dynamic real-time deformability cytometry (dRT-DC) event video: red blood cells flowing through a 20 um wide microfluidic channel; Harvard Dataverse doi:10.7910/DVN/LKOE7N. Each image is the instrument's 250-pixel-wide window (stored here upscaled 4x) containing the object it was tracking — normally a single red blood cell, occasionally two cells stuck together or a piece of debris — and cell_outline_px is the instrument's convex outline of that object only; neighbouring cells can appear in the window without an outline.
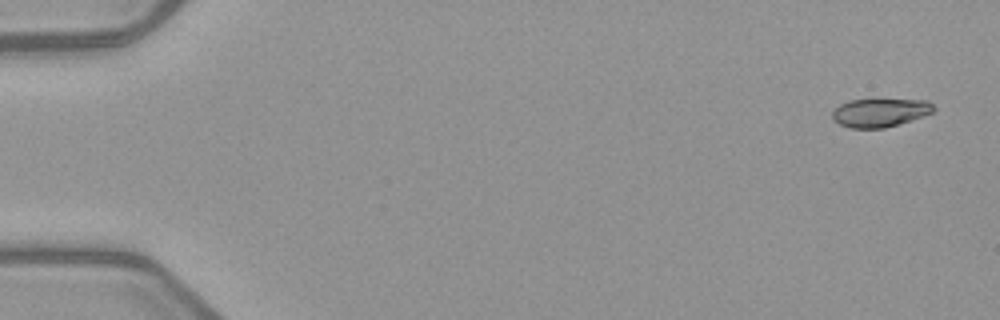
{"species": "common noctule bat (a hibernating species)", "species_latin": "Nyctalus noctula", "temperature_condition": "warm", "stored_images_in_passage": 5, "camera_frame_rate_fps": 3000, "um_per_image_px": 0.085, "animal": {"sex": "female", "body_mass_g": 21.9}, "frame": {"image": 1, "passage_image": 1, "time_ms": 0.0, "image_size_px": [1000, 320], "cell_outline_px": [[936, 108], [932, 112], [884, 128], [848, 128], [832, 120], [832, 112], [840, 104], [848, 100], [928, 100]], "centroid_in_image_um": [74.74, 9.57], "position_along_channel_um": 10.3, "area_um2": 16.47}}
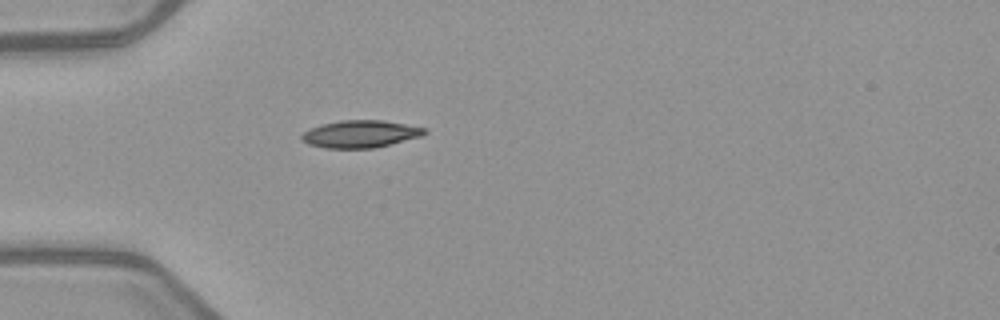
{"frame": {"image": 2, "passage_image": 5, "time_ms": 4.667, "image_size_px": [1000, 320], "cell_outline_px": [[428, 132], [420, 136], [372, 148], [324, 148], [308, 144], [300, 136], [304, 132], [312, 128], [324, 124], [340, 120], [384, 120], [424, 128]], "centroid_in_image_um": [30.61, 11.38], "position_along_channel_um": 54.4, "area_um2": 19.13}}